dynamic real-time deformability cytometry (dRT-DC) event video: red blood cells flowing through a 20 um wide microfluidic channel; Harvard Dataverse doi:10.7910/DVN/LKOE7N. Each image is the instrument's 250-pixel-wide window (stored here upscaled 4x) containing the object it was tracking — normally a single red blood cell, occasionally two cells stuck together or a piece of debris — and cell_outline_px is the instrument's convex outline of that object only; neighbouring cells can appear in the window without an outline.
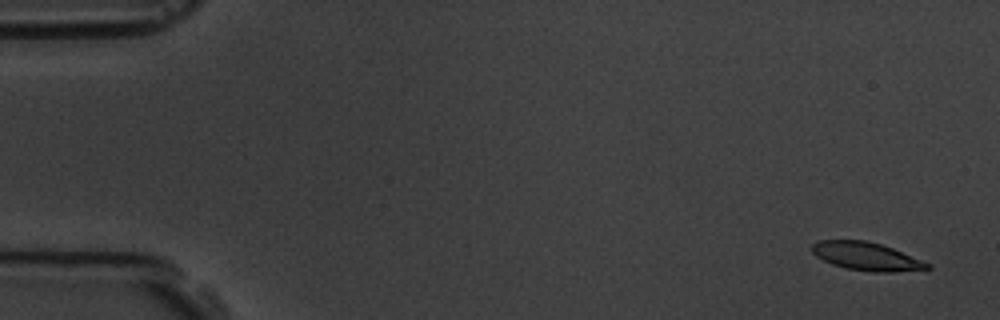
{"species": "common noctule bat (a hibernating species)", "species_latin": "Nyctalus noctula", "temperature_condition": "room temperature", "stored_images_in_passage": 6, "camera_frame_rate_fps": 3000, "um_per_image_px": 0.085, "animal": {"sex": "male", "body_mass_g": 19.5, "forearm_length_mm": 54.6}, "frame": {"image": 1, "passage_image": 1, "time_ms": 0.0, "image_size_px": [1000, 320], "cell_outline_px": [[932, 268], [892, 272], [876, 272], [848, 268], [832, 264], [816, 256], [812, 252], [812, 244], [820, 240], [864, 240], [880, 244], [892, 248], [932, 264]], "centroid_in_image_um": [73.65, 21.78], "position_along_channel_um": 11.3, "area_um2": 18.67}}